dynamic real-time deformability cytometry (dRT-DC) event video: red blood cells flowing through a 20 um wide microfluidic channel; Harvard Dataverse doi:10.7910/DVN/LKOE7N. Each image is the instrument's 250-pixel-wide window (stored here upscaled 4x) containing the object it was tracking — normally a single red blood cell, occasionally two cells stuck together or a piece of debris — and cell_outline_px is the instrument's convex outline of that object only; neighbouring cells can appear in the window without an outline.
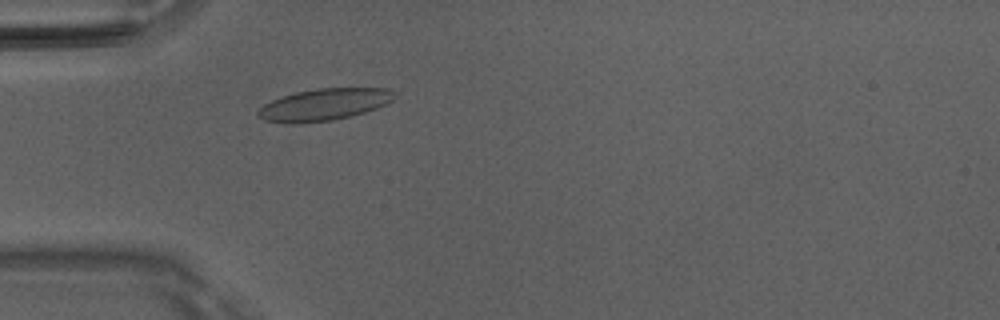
{"species": "Egyptian fruit bat (a non-hibernating species)", "species_latin": "Rousettus aegyptiacus", "temperature_condition": "room temperature", "stored_images_in_passage": 46, "camera_frame_rate_fps": 3000, "um_per_image_px": 0.085, "animal": {"sex": "male"}, "frame": {"image": 1, "passage_image": 11, "time_ms": 3.333, "image_size_px": [1000, 320], "cell_outline_px": [[396, 92], [392, 100], [376, 108], [352, 116], [332, 120], [292, 124], [264, 120], [256, 112], [264, 104], [280, 96], [296, 92], [316, 88], [388, 88]], "centroid_in_image_um": [27.53, 8.88], "position_along_channel_um": 57.5, "area_um2": 25.26}}
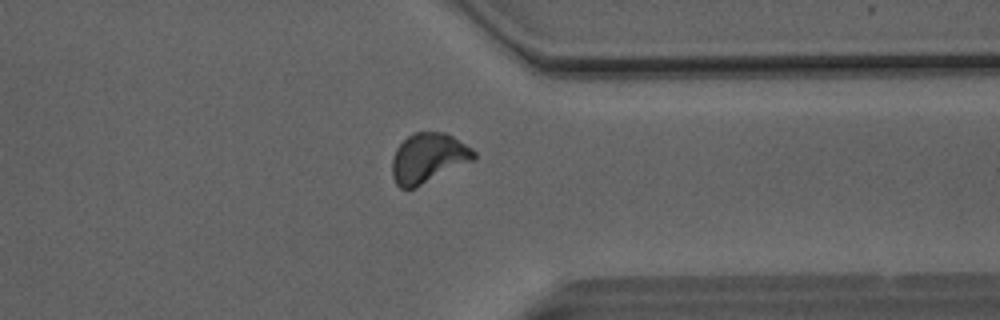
{"frame": {"image": 2, "passage_image": 35, "time_ms": 11.333, "image_size_px": [1000, 320], "cell_outline_px": [[476, 160], [416, 188], [400, 188], [396, 184], [392, 176], [392, 156], [396, 148], [408, 136], [416, 132], [444, 132], [452, 136], [472, 148], [476, 152]], "centroid_in_image_um": [36.42, 13.45], "position_along_channel_um": 375.0, "area_um2": 23.99}}
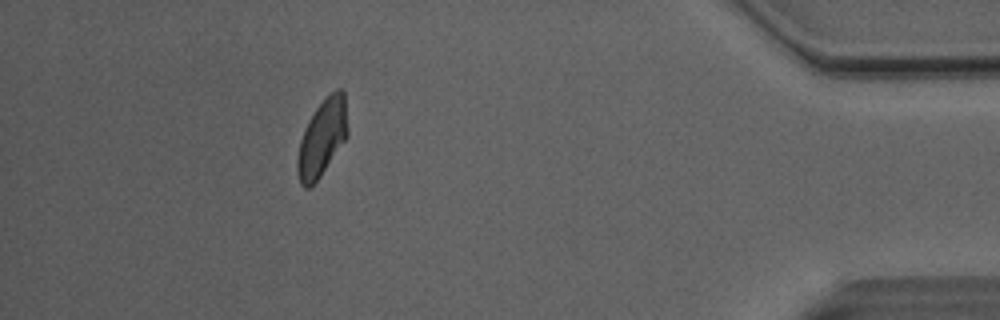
{"frame": {"image": 3, "passage_image": 41, "time_ms": 13.333, "image_size_px": [1000, 320], "cell_outline_px": [[348, 136], [320, 176], [308, 188], [304, 188], [300, 184], [296, 168], [296, 164], [300, 140], [304, 128], [308, 120], [316, 108], [336, 88], [340, 88], [344, 92], [348, 132]], "centroid_in_image_um": [27.37, 11.72], "position_along_channel_um": 407.8, "area_um2": 22.25}, "authors_computed_cell_mechanics": {"area_um2": 23.4668, "velocity_mm_per_s": 4.0935, "shape_relaxation_time_tau1_ms": 7.0256, "shape_relaxation_time_tau2_ms": 1.7618, "deformation_change_tau1": 0.1454, "deformation_change_tau2": 0.0747}}